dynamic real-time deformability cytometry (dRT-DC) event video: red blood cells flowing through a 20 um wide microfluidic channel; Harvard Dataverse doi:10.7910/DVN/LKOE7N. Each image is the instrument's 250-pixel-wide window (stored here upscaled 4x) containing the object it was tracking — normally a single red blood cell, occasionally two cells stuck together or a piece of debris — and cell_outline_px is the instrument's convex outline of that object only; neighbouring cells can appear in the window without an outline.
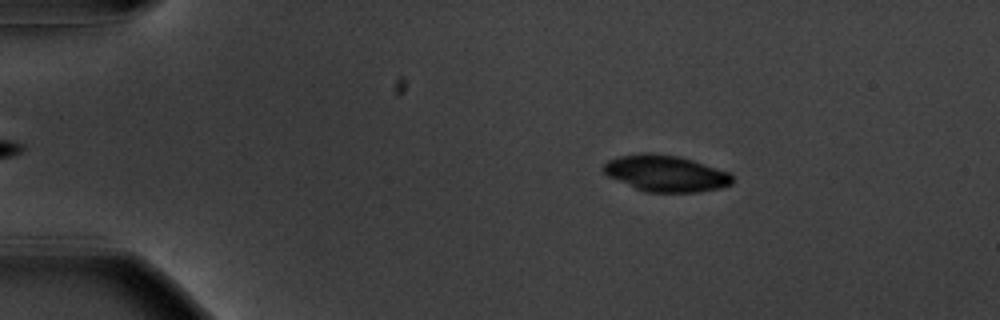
{"species": "common noctule bat (a hibernating species)", "species_latin": "Nyctalus noctula", "temperature_condition": "warm", "stored_images_in_passage": 56, "camera_frame_rate_fps": 3000, "um_per_image_px": 0.085, "animal": {"sex": "male", "body_mass_g": 20.1, "forearm_length_mm": 53.5}, "frame": {"image": 1, "passage_image": 10, "time_ms": 3.0, "image_size_px": [1000, 320], "cell_outline_px": [[732, 184], [716, 188], [696, 192], [644, 192], [608, 176], [600, 168], [608, 160], [616, 156], [644, 152], [648, 152], [676, 156], [692, 160], [728, 172], [732, 176]], "centroid_in_image_um": [56.51, 14.73], "position_along_channel_um": 28.5, "area_um2": 27.11}}
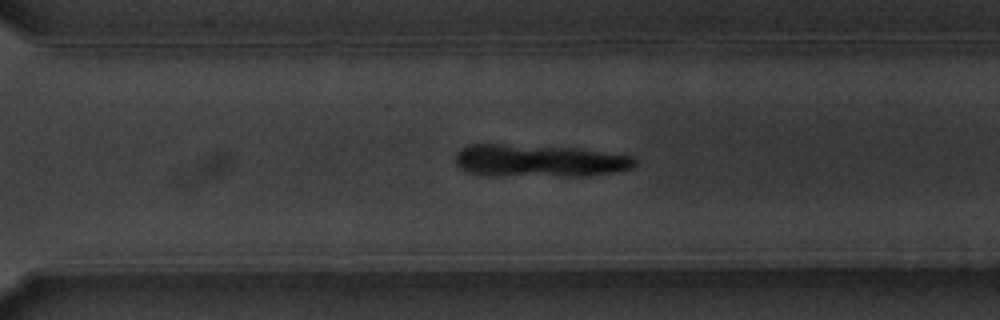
{"frame": {"image": 2, "passage_image": 40, "time_ms": 13.0, "image_size_px": [1000, 320], "cell_outline_px": [[636, 164], [632, 168], [612, 172], [588, 176], [492, 176], [468, 172], [460, 168], [456, 164], [456, 152], [460, 148], [468, 144], [496, 144], [580, 148], [636, 156]], "centroid_in_image_um": [45.84, 13.67], "position_along_channel_um": 324.8, "area_um2": 34.39}}
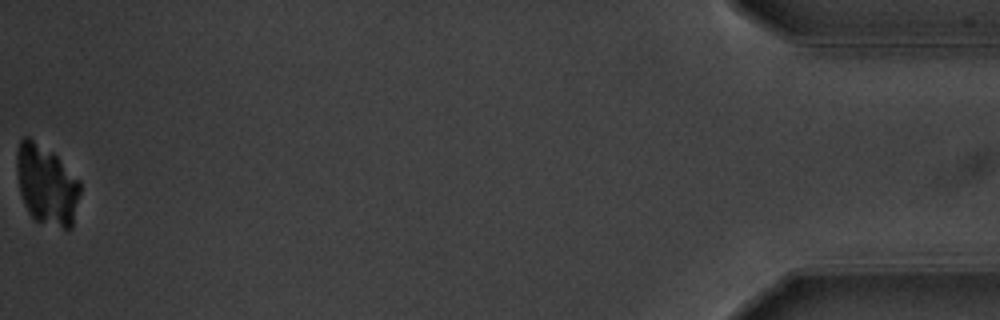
{"frame": {"image": 3, "passage_image": 56, "time_ms": 18.333, "image_size_px": [1000, 320], "cell_outline_px": [[80, 192], [72, 228], [64, 228], [36, 220], [28, 212], [24, 204], [20, 192], [16, 168], [16, 152], [20, 140], [24, 136], [28, 136], [52, 152], [80, 180]], "centroid_in_image_um": [3.95, 15.69], "position_along_channel_um": 431.3, "area_um2": 29.36}}